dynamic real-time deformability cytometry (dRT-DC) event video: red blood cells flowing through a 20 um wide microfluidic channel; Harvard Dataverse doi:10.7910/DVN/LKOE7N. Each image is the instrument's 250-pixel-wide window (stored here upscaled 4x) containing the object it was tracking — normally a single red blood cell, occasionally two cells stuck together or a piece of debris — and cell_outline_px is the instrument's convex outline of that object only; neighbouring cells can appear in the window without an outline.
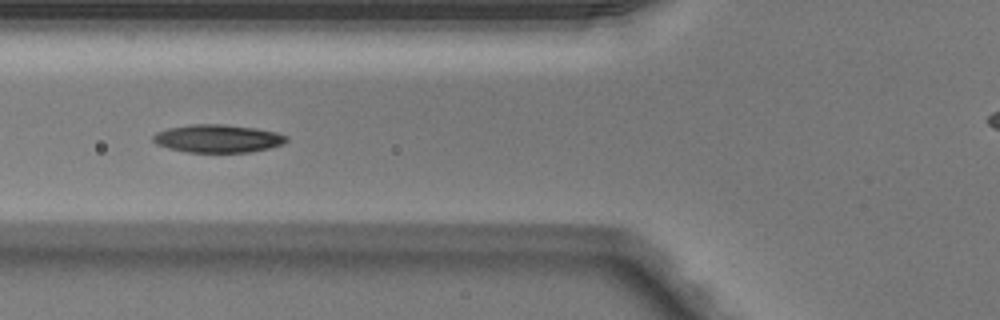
{"species": "Egyptian fruit bat (a non-hibernating species)", "species_latin": "Rousettus aegyptiacus", "temperature_condition": "warm", "stored_images_in_passage": 26, "camera_frame_rate_fps": 3000, "um_per_image_px": 0.085, "animal": {"sex": "male"}, "frame": {"image": 1, "passage_image": 8, "time_ms": 2.333, "image_size_px": [1000, 320], "cell_outline_px": [[288, 140], [284, 144], [268, 148], [248, 152], [188, 152], [168, 148], [156, 144], [152, 140], [152, 136], [156, 132], [168, 128], [188, 124], [224, 124], [256, 128], [276, 132], [288, 136]], "centroid_in_image_um": [18.5, 11.77], "position_along_channel_um": 107.3, "area_um2": 21.85}}